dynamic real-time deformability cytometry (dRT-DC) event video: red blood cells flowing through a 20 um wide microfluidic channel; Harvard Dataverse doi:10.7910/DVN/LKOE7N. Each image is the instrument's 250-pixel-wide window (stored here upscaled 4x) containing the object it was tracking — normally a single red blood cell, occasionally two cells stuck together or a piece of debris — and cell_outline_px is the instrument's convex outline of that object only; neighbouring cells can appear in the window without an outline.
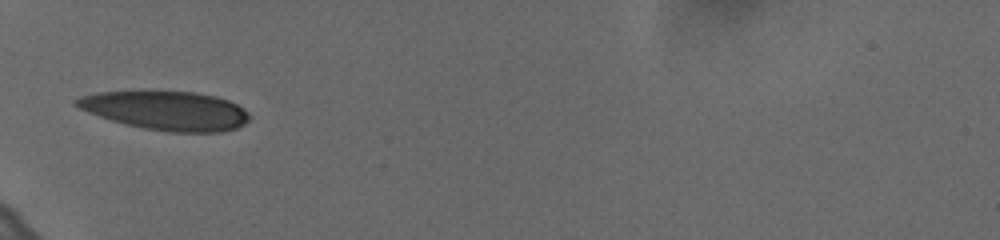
{"species": "human", "species_latin": "Homo sapiens", "temperature_condition": "cold", "stored_images_in_passage": 37, "camera_frame_rate_fps": 3000, "um_per_image_px": 0.085, "donor": {"sex": "female"}, "frame": {"image": 1, "passage_image": 1, "time_ms": 0.0, "image_size_px": [1000, 240], "cell_outline_px": [[248, 120], [244, 124], [236, 128], [224, 132], [168, 132], [144, 128], [124, 124], [88, 112], [72, 104], [72, 100], [80, 96], [96, 92], [196, 92], [216, 96], [228, 100], [244, 108], [248, 112]], "centroid_in_image_um": [14.12, 9.4], "position_along_channel_um": 70.9, "area_um2": 39.13}}
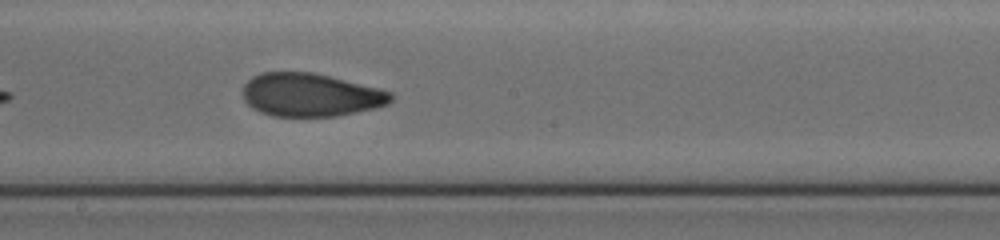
{"frame": {"image": 2, "passage_image": 14, "time_ms": 4.333, "image_size_px": [1000, 240], "cell_outline_px": [[392, 100], [388, 104], [376, 108], [336, 116], [272, 116], [260, 112], [252, 108], [244, 100], [240, 92], [244, 84], [252, 76], [260, 72], [312, 72], [380, 88], [392, 92]], "centroid_in_image_um": [26.36, 8.06], "position_along_channel_um": 221.8, "area_um2": 37.57}}
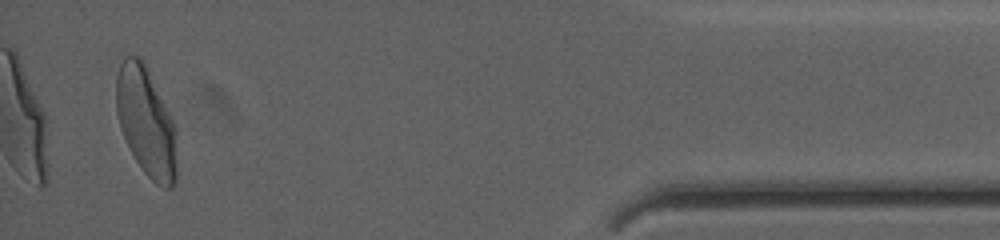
{"frame": {"image": 3, "passage_image": 35, "time_ms": 11.333, "image_size_px": [1000, 240], "cell_outline_px": [[176, 184], [172, 188], [164, 188], [156, 184], [144, 172], [136, 160], [120, 128], [116, 112], [116, 80], [120, 64], [124, 56], [140, 56], [172, 120], [176, 132]], "centroid_in_image_um": [12.41, 10.4], "position_along_channel_um": 422.8, "area_um2": 37.86}, "authors_computed_cell_mechanics": {"area_um2": 37.7434, "velocity_mm_per_s": 3.6246, "shape_relaxation_time_tau1_ms": 6.3865, "shape_relaxation_time_tau2_ms": 1.3827, "deformation_change_tau1": 0.1893, "deformation_change_tau2": 0.068}}